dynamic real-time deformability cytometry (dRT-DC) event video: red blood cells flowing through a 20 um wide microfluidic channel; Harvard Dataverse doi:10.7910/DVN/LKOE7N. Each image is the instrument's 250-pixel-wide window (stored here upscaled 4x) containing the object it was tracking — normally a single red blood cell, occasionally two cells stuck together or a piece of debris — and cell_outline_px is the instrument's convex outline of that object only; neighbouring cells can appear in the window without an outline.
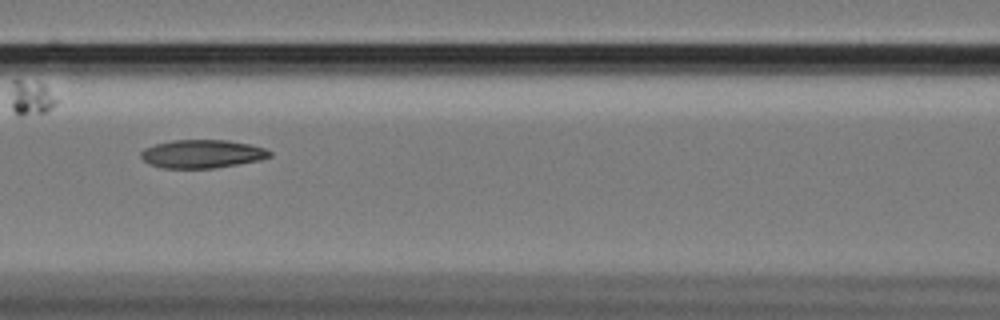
{"species": "Egyptian fruit bat (a non-hibernating species)", "species_latin": "Rousettus aegyptiacus", "temperature_condition": "cold", "stored_images_in_passage": 57, "camera_frame_rate_fps": 3000, "um_per_image_px": 0.085, "animal": {"sex": "female"}, "frame": {"image": 1, "passage_image": 24, "time_ms": 7.667, "image_size_px": [1000, 320], "cell_outline_px": [[272, 156], [260, 160], [212, 168], [160, 168], [148, 164], [140, 156], [140, 152], [144, 148], [156, 144], [172, 140], [228, 140], [248, 144], [264, 148], [272, 152]], "centroid_in_image_um": [17.15, 13.08], "position_along_channel_um": 149.5, "area_um2": 21.21}}
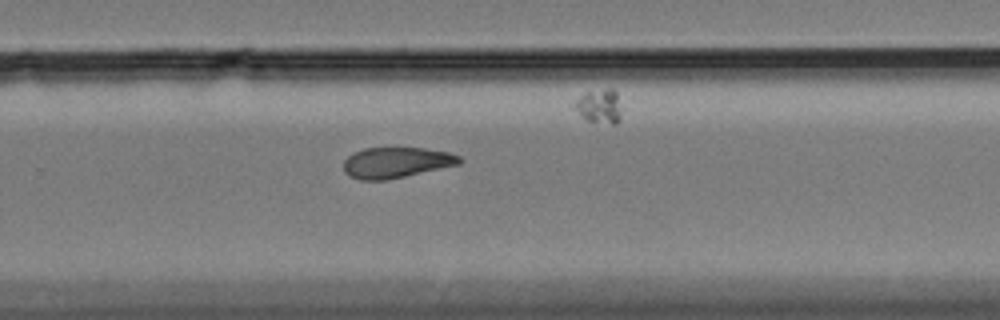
{"frame": {"image": 2, "passage_image": 37, "time_ms": 12.0, "image_size_px": [1000, 320], "cell_outline_px": [[464, 160], [460, 164], [388, 180], [360, 180], [348, 176], [344, 172], [344, 160], [352, 152], [364, 148], [424, 148], [448, 152], [460, 156]], "centroid_in_image_um": [33.67, 13.82], "position_along_channel_um": 296.1, "area_um2": 20.92}}
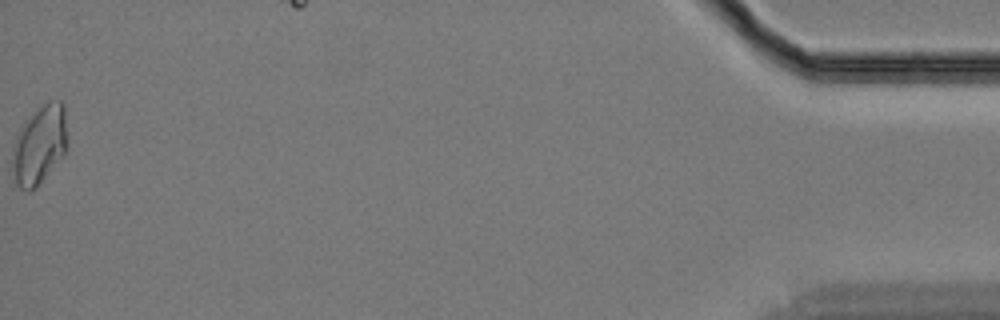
{"frame": {"image": 3, "passage_image": 57, "time_ms": 18.667, "image_size_px": [1000, 320], "cell_outline_px": [[68, 152], [36, 188], [28, 192], [20, 188], [16, 184], [12, 164], [12, 148], [16, 136], [20, 128], [32, 112], [44, 104], [60, 100], [64, 104], [68, 136]], "centroid_in_image_um": [3.39, 12.34], "position_along_channel_um": 431.8, "area_um2": 25.78}, "authors_computed_cell_mechanics": {"area_um2": 22.0796, "velocity_mm_per_s": 3.4034, "shape_relaxation_time_tau1_ms": null, "shape_relaxation_time_tau2_ms": 9.328, "deformation_change_tau1": null, "deformation_change_tau2": 0.1387}}